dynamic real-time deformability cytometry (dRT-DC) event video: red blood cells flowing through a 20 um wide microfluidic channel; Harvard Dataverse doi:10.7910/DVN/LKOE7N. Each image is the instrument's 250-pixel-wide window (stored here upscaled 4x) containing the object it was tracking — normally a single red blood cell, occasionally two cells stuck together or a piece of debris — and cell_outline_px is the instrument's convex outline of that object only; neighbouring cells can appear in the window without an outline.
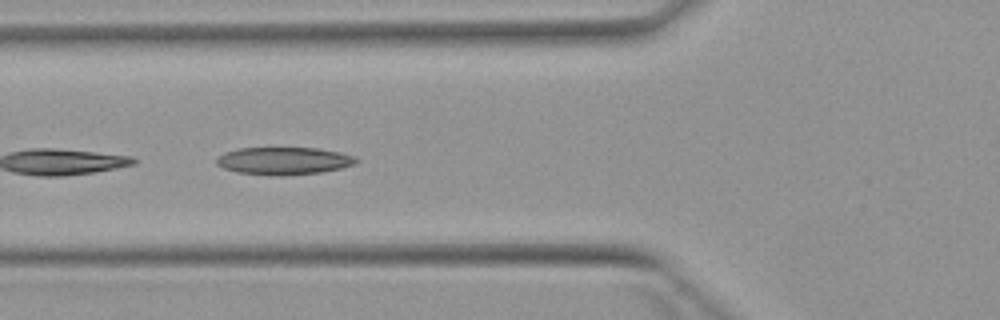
{"species": "Egyptian fruit bat (a non-hibernating species)", "species_latin": "Rousettus aegyptiacus", "temperature_condition": "warm", "stored_images_in_passage": 7, "camera_frame_rate_fps": 3000, "um_per_image_px": 0.085, "animal": {"sex": "female"}, "frame": {"image": 1, "passage_image": 5, "time_ms": 6.0, "image_size_px": [1000, 320], "cell_outline_px": [[360, 160], [356, 164], [340, 168], [320, 172], [284, 176], [272, 176], [236, 172], [224, 168], [216, 164], [216, 160], [224, 152], [240, 148], [320, 148], [340, 152], [356, 156]], "centroid_in_image_um": [24.16, 13.67], "position_along_channel_um": 101.6, "area_um2": 22.6}}
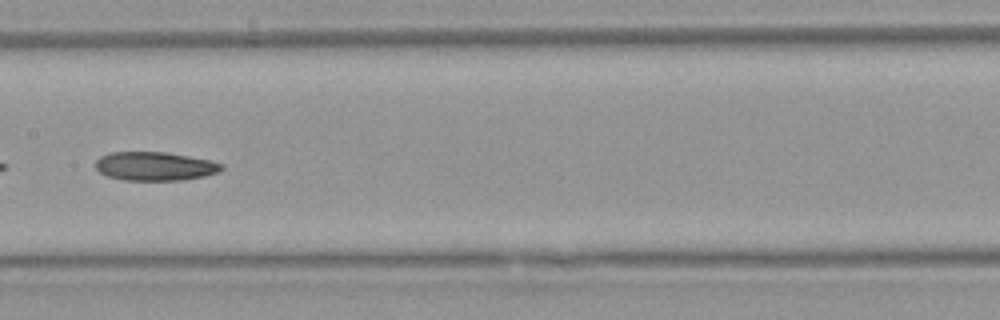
{"frame": {"image": 2, "passage_image": 7, "time_ms": 8.333, "image_size_px": [1000, 320], "cell_outline_px": [[224, 168], [216, 172], [204, 176], [184, 180], [124, 180], [108, 176], [100, 172], [96, 168], [96, 160], [100, 156], [108, 152], [164, 152], [188, 156], [208, 160], [224, 164]], "centroid_in_image_um": [13.14, 14.13], "position_along_channel_um": 194.3, "area_um2": 20.98}}